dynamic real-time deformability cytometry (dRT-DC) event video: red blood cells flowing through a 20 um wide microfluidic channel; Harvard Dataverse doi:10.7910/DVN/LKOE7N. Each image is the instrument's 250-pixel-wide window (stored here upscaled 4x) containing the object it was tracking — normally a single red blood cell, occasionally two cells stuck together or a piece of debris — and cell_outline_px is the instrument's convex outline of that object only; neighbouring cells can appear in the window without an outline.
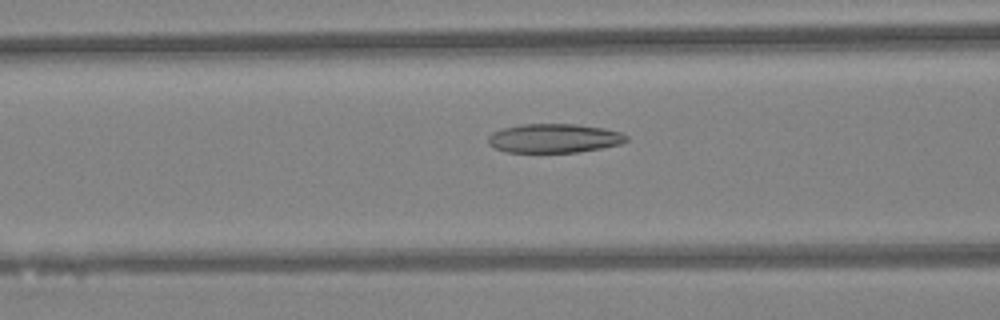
{"species": "Egyptian fruit bat (a non-hibernating species)", "species_latin": "Rousettus aegyptiacus", "temperature_condition": "warm", "stored_images_in_passage": 47, "camera_frame_rate_fps": 3000, "um_per_image_px": 0.085, "animal": {"sex": "female"}, "frame": {"image": 1, "passage_image": 19, "time_ms": 6.0, "image_size_px": [1000, 320], "cell_outline_px": [[628, 140], [620, 144], [600, 148], [576, 152], [508, 152], [496, 148], [488, 144], [488, 136], [492, 132], [504, 128], [520, 124], [576, 124], [604, 128], [620, 132], [628, 136]], "centroid_in_image_um": [47.1, 11.74], "position_along_channel_um": 119.5, "area_um2": 23.29}}
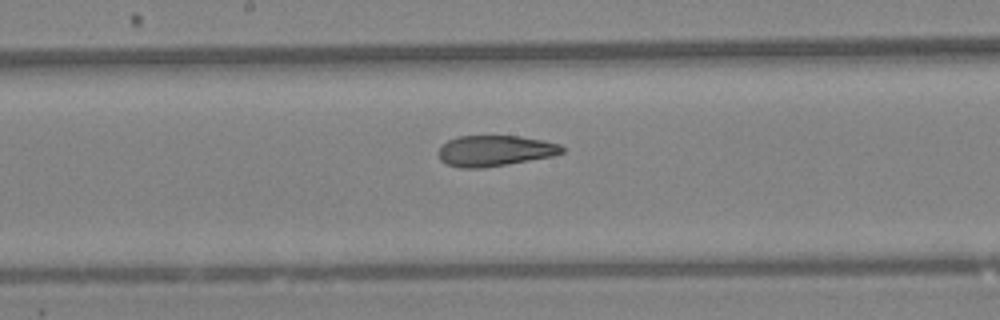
{"frame": {"image": 2, "passage_image": 25, "time_ms": 8.0, "image_size_px": [1000, 320], "cell_outline_px": [[564, 152], [552, 156], [480, 168], [460, 168], [448, 164], [440, 160], [436, 152], [440, 144], [456, 136], [520, 136], [544, 140], [560, 144], [564, 148]], "centroid_in_image_um": [42.01, 12.8], "position_along_channel_um": 206.2, "area_um2": 22.25}}
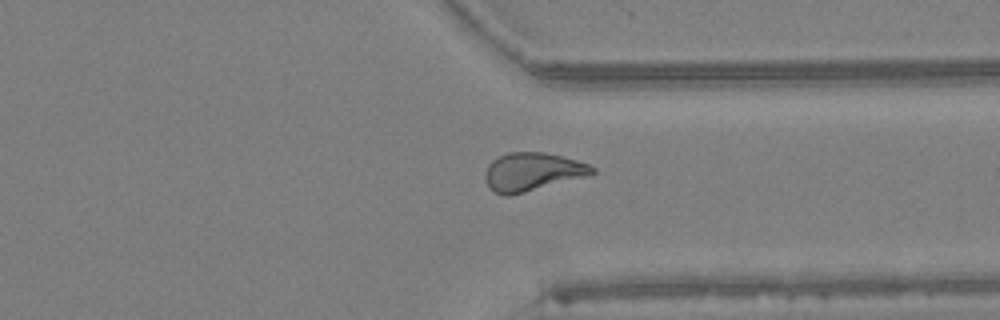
{"frame": {"image": 3, "passage_image": 36, "time_ms": 11.667, "image_size_px": [1000, 320], "cell_outline_px": [[596, 172], [592, 176], [508, 196], [504, 196], [492, 192], [488, 188], [484, 176], [484, 172], [488, 164], [492, 160], [508, 152], [544, 152], [576, 160], [588, 164], [596, 168]], "centroid_in_image_um": [45.25, 14.62], "position_along_channel_um": 366.1, "area_um2": 24.33}, "authors_computed_cell_mechanics": {"area_um2": 23.8136, "velocity_mm_per_s": 4.3654, "shape_relaxation_time_tau1_ms": null, "shape_relaxation_time_tau2_ms": 2.0363, "deformation_change_tau1": null, "deformation_change_tau2": 0.1021}}